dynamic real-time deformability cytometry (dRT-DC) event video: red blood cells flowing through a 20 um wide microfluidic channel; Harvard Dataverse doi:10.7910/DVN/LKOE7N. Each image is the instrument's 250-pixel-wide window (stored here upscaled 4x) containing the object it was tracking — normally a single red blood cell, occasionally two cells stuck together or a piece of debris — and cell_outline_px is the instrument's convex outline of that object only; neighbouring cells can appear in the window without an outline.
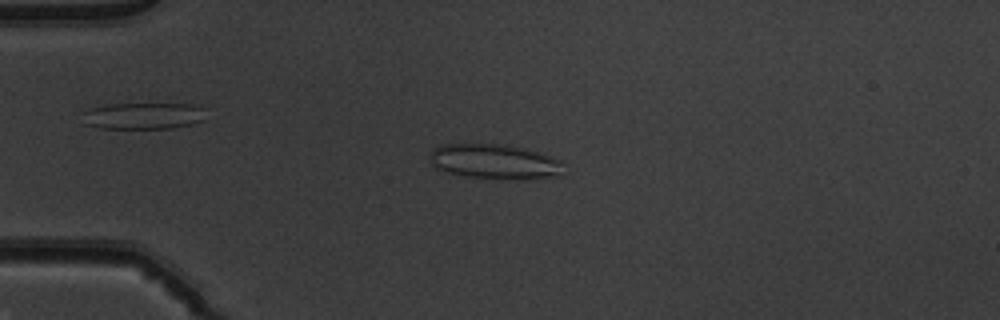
{"species": "common noctule bat (a hibernating species)", "species_latin": "Nyctalus noctula", "temperature_condition": "warm", "stored_images_in_passage": 47, "camera_frame_rate_fps": 3000, "um_per_image_px": 0.085, "animal": {"sex": "male", "body_mass_g": 19.5, "forearm_length_mm": 54.6}, "frame": {"image": 1, "passage_image": 9, "time_ms": 2.667, "image_size_px": [1000, 320], "cell_outline_px": [[560, 176], [532, 180], [508, 180], [464, 176], [448, 172], [436, 168], [432, 164], [432, 148], [444, 144], [504, 144], [524, 148], [560, 160]], "centroid_in_image_um": [42.05, 13.76], "position_along_channel_um": 42.9, "area_um2": 27.22}}
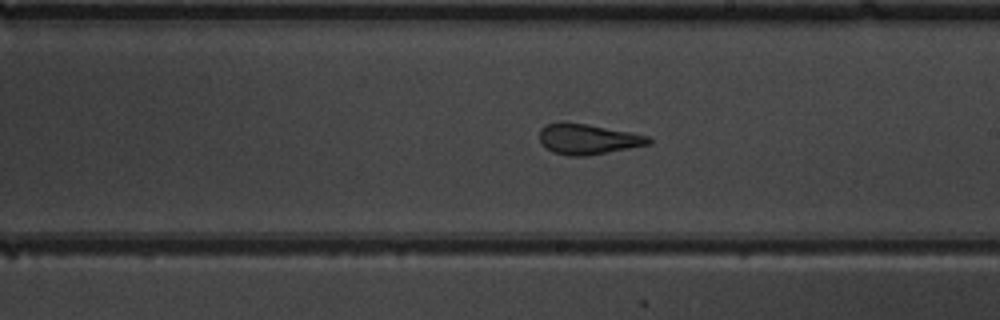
{"frame": {"image": 2, "passage_image": 26, "time_ms": 8.333, "image_size_px": [1000, 320], "cell_outline_px": [[652, 144], [588, 156], [568, 156], [552, 152], [544, 148], [540, 144], [540, 128], [544, 124], [584, 124], [628, 132], [648, 136], [652, 140]], "centroid_in_image_um": [49.96, 11.87], "position_along_channel_um": 239.0, "area_um2": 19.07}}
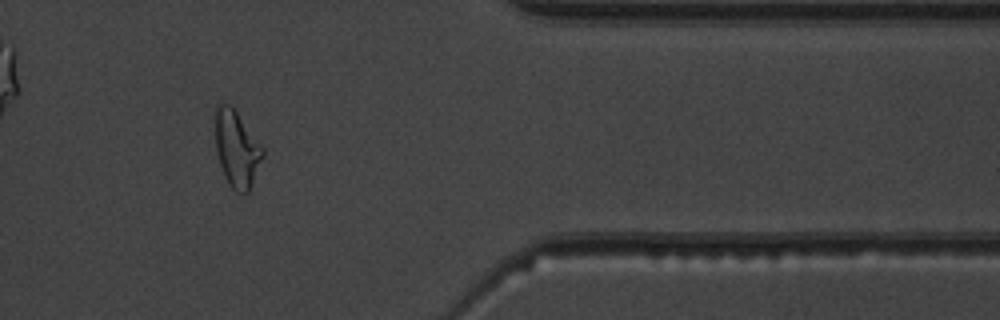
{"frame": {"image": 3, "passage_image": 39, "time_ms": 12.667, "image_size_px": [1000, 320], "cell_outline_px": [[264, 156], [252, 184], [248, 192], [236, 192], [228, 184], [224, 176], [216, 152], [216, 108], [220, 104], [228, 104], [236, 112], [264, 148]], "centroid_in_image_um": [20.14, 12.7], "position_along_channel_um": 391.3, "area_um2": 20.75}, "authors_computed_cell_mechanics": {"area_um2": 21.0392, "velocity_mm_per_s": 3.9467, "shape_relaxation_time_tau1_ms": 8.977, "shape_relaxation_time_tau2_ms": 1.4447, "deformation_change_tau1": 0.2453, "deformation_change_tau2": 0.1087}}